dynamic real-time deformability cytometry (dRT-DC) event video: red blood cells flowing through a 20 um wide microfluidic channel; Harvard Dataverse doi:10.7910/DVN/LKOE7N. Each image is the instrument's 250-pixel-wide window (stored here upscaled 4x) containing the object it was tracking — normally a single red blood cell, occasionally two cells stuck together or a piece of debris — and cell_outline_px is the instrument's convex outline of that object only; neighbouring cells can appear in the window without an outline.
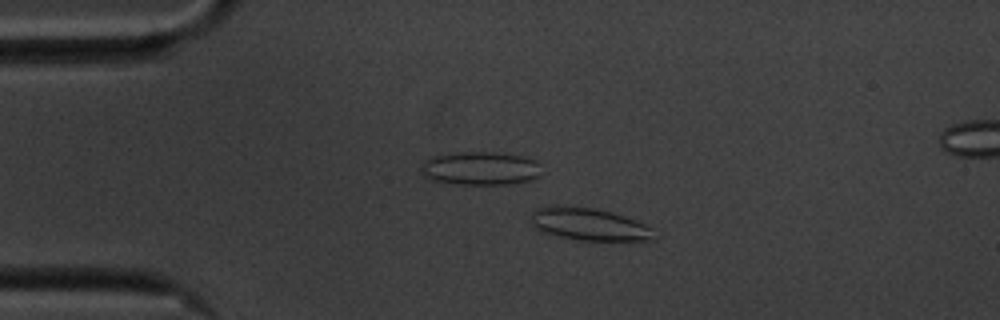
{"species": "common noctule bat (a hibernating species)", "species_latin": "Nyctalus noctula", "temperature_condition": "cold", "stored_images_in_passage": 58, "camera_frame_rate_fps": 3000, "um_per_image_px": 0.085, "animal": {"sex": "male", "body_mass_g": 20.1, "forearm_length_mm": 53.5}, "frame": {"image": 1, "passage_image": 11, "time_ms": 3.333, "image_size_px": [1000, 320], "cell_outline_px": [[656, 240], [580, 240], [540, 232], [532, 224], [532, 212], [540, 208], [552, 204], [596, 208], [612, 212], [624, 216], [644, 224], [652, 228]], "centroid_in_image_um": [50.05, 19.05], "position_along_channel_um": 34.9, "area_um2": 23.24}}
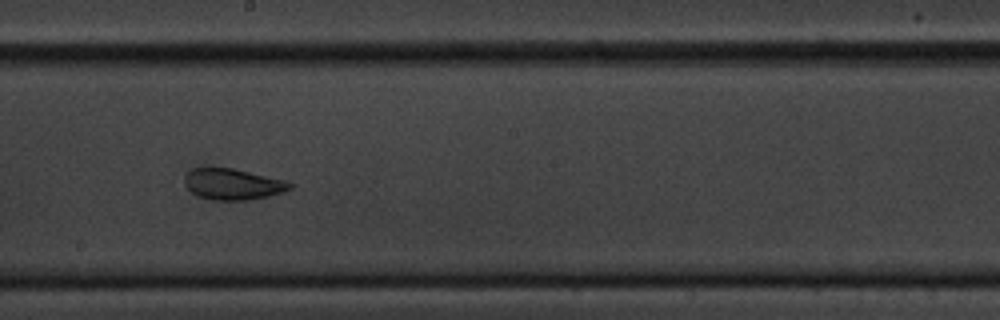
{"frame": {"image": 2, "passage_image": 31, "time_ms": 10.0, "image_size_px": [1000, 320], "cell_outline_px": [[292, 188], [284, 192], [268, 196], [248, 200], [216, 200], [200, 196], [192, 192], [184, 184], [184, 176], [192, 168], [232, 168], [284, 180], [292, 184]], "centroid_in_image_um": [19.78, 15.65], "position_along_channel_um": 228.4, "area_um2": 18.84}}
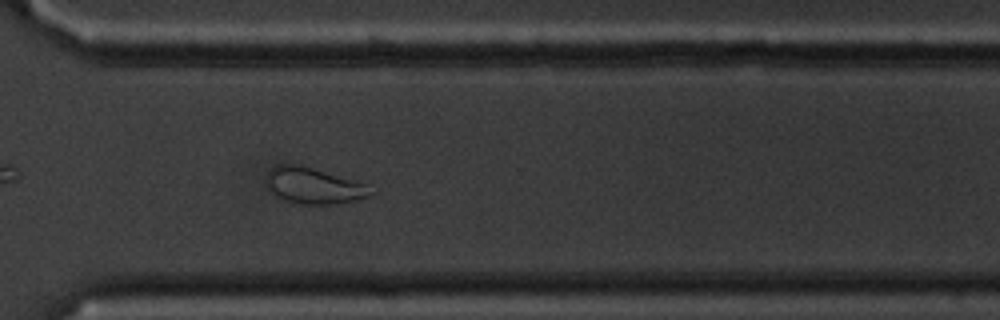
{"frame": {"image": 3, "passage_image": 41, "time_ms": 13.333, "image_size_px": [1000, 320], "cell_outline_px": [[376, 192], [368, 196], [336, 204], [300, 204], [276, 196], [268, 188], [264, 176], [276, 164], [300, 164], [356, 180], [368, 184]], "centroid_in_image_um": [26.67, 15.76], "position_along_channel_um": 343.9, "area_um2": 22.14}, "authors_computed_cell_mechanics": {"area_um2": 22.8888, "velocity_mm_per_s": 3.477, "shape_relaxation_time_tau1_ms": null, "shape_relaxation_time_tau2_ms": 1.7867, "deformation_change_tau1": null, "deformation_change_tau2": 0.0775}}